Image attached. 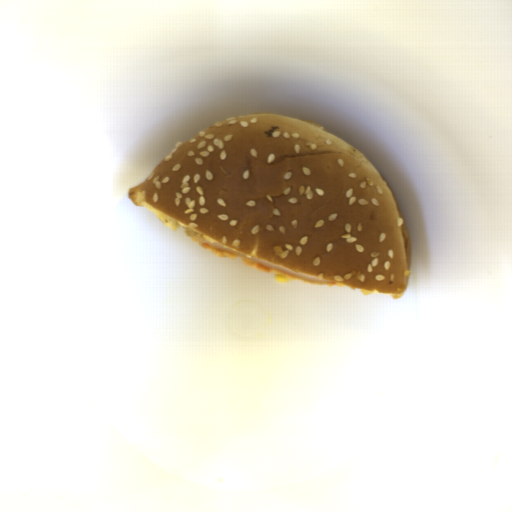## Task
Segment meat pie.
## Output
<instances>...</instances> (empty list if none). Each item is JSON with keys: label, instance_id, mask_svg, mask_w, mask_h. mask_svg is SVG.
Instances as JSON below:
<instances>
[{"label": "meat pie", "instance_id": "meat-pie-1", "mask_svg": "<svg viewBox=\"0 0 512 512\" xmlns=\"http://www.w3.org/2000/svg\"><path fill=\"white\" fill-rule=\"evenodd\" d=\"M191 240L195 244L200 246L201 248L206 249V250L210 251L211 253L218 255L220 258L226 257L229 260H234L235 258L240 257L242 262L255 268L259 272H263V273H267V274L274 273L281 277L289 278L291 280L299 279L308 284H315V285H322V286H332L337 283L330 279L314 277V276L296 271L294 269L285 267L283 265L248 255L246 253H243L241 251H238L236 249H233L231 247H228V246L222 244L221 242L215 240L214 238L208 236L205 233L198 235V236H191Z\"/></svg>", "mask_w": 512, "mask_h": 512}]
</instances>
